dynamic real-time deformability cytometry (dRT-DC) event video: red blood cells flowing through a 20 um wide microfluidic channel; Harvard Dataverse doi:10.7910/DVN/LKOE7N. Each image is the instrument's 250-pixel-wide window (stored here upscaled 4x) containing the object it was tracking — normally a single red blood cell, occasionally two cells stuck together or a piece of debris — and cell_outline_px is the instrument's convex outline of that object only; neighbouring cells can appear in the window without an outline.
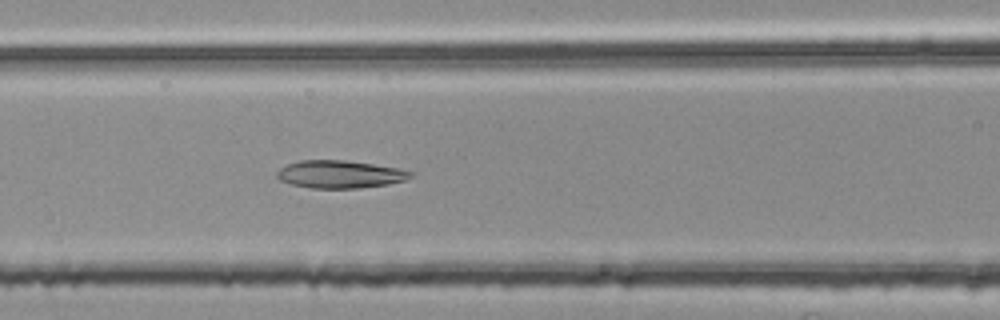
{"species": "common noctule bat (a hibernating species)", "species_latin": "Nyctalus noctula", "temperature_condition": "room temperature", "stored_images_in_passage": 23, "camera_frame_rate_fps": 3000, "um_per_image_px": 0.085, "animal": {"sex": "female", "body_mass_g": 25.1}, "frame": {"image": 1, "passage_image": 10, "time_ms": 3.0, "image_size_px": [1000, 320], "cell_outline_px": [[412, 176], [404, 180], [388, 184], [360, 188], [312, 188], [292, 184], [280, 180], [276, 176], [276, 172], [280, 168], [288, 164], [300, 160], [344, 160], [400, 168], [412, 172]], "centroid_in_image_um": [28.88, 14.81], "position_along_channel_um": 137.7, "area_um2": 21.44}}
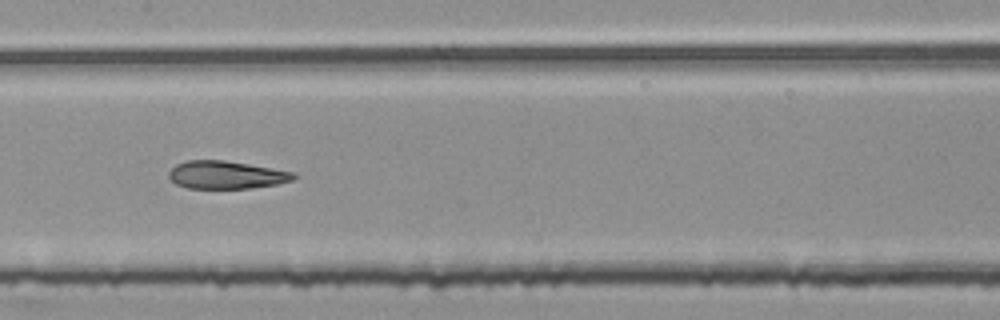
{"frame": {"image": 2, "passage_image": 14, "time_ms": 4.333, "image_size_px": [1000, 320], "cell_outline_px": [[296, 176], [292, 180], [276, 184], [248, 188], [188, 188], [176, 184], [168, 176], [168, 172], [176, 164], [188, 160], [224, 160], [296, 172]], "centroid_in_image_um": [19.22, 14.86], "position_along_channel_um": 188.2, "area_um2": 20.11}}